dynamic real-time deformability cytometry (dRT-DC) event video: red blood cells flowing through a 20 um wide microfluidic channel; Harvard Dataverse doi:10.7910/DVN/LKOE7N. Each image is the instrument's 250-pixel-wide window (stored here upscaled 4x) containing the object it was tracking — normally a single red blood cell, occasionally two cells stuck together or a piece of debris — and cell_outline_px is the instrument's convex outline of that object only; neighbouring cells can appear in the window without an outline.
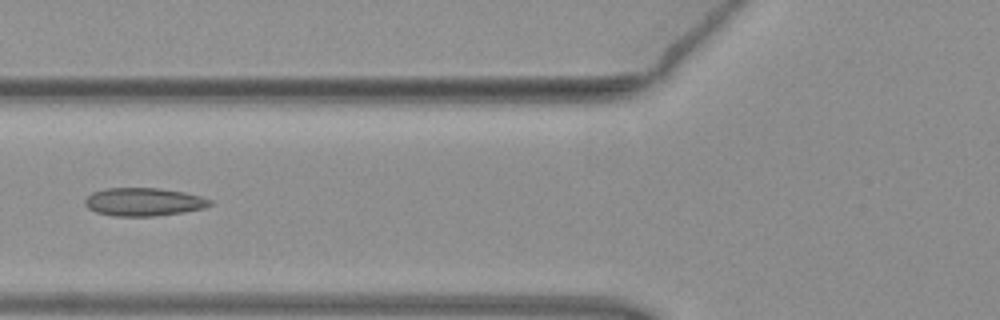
{"species": "common noctule bat (a hibernating species)", "species_latin": "Nyctalus noctula", "temperature_condition": "warm", "stored_images_in_passage": 5, "camera_frame_rate_fps": 3000, "um_per_image_px": 0.085, "animal": {"sex": "female", "body_mass_g": 19.3, "forearm_length_mm": 54.1}, "frame": {"image": 1, "passage_image": 5, "time_ms": 1.333, "image_size_px": [1000, 320], "cell_outline_px": [[212, 204], [204, 208], [184, 212], [152, 216], [112, 216], [96, 212], [88, 208], [84, 204], [84, 200], [92, 192], [104, 188], [160, 188], [184, 192], [200, 196], [212, 200]], "centroid_in_image_um": [12.19, 17.16], "position_along_channel_um": 113.6, "area_um2": 20.58}}